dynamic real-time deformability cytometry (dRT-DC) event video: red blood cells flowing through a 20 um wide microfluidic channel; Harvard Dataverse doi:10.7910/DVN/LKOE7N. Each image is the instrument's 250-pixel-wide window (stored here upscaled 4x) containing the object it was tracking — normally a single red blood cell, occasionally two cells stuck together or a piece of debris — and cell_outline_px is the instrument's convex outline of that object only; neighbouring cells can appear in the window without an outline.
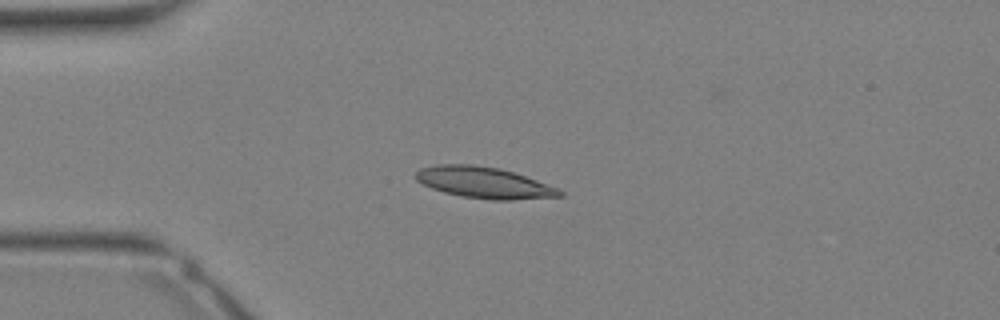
{"species": "Egyptian fruit bat (a non-hibernating species)", "species_latin": "Rousettus aegyptiacus", "temperature_condition": "warm", "stored_images_in_passage": 11, "camera_frame_rate_fps": 3000, "um_per_image_px": 0.085, "animal": {"sex": "female"}, "frame": {"image": 1, "passage_image": 7, "time_ms": 2.0, "image_size_px": [1000, 320], "cell_outline_px": [[564, 196], [512, 200], [492, 200], [464, 196], [444, 192], [432, 188], [416, 180], [416, 172], [420, 168], [436, 164], [472, 164], [500, 168], [536, 180], [556, 188], [564, 192]], "centroid_in_image_um": [41.13, 15.52], "position_along_channel_um": 43.9, "area_um2": 25.95}}
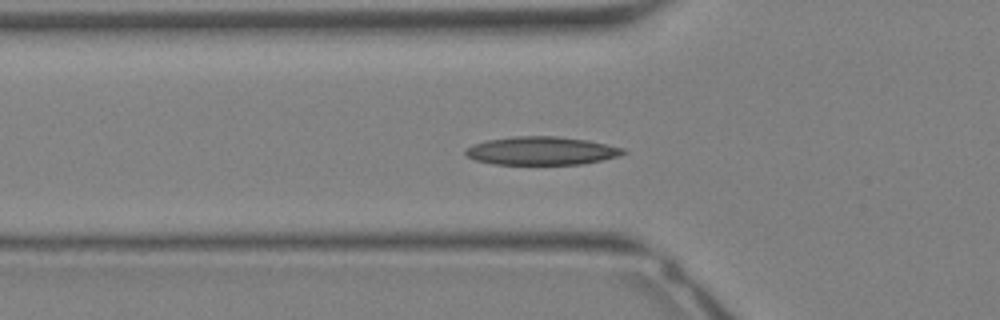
{"frame": {"image": 2, "passage_image": 10, "time_ms": 3.0, "image_size_px": [1000, 320], "cell_outline_px": [[628, 152], [620, 156], [580, 164], [492, 164], [476, 160], [468, 156], [464, 152], [472, 144], [488, 140], [516, 136], [556, 136], [588, 140], [624, 148]], "centroid_in_image_um": [46.05, 12.81], "position_along_channel_um": 79.7, "area_um2": 25.84}}